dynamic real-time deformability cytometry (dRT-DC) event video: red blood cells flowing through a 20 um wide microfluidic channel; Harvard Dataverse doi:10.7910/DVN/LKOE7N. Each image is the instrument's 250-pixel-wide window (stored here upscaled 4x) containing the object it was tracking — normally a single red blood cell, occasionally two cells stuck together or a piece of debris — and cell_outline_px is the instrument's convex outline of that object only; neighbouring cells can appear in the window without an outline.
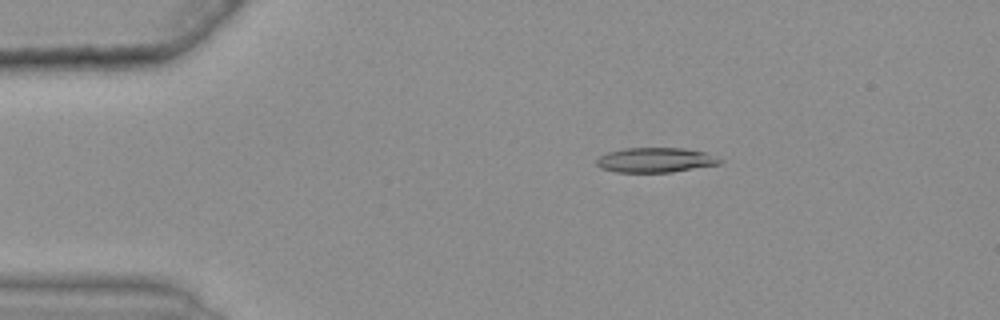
{"species": "common noctule bat (a hibernating species)", "species_latin": "Nyctalus noctula", "temperature_condition": "warm", "stored_images_in_passage": 48, "camera_frame_rate_fps": 3000, "um_per_image_px": 0.085, "animal": {"sex": "female", "body_mass_g": 25.1}, "frame": {"image": 1, "passage_image": 10, "time_ms": 3.0, "image_size_px": [1000, 320], "cell_outline_px": [[724, 160], [720, 164], [672, 172], [616, 172], [600, 168], [596, 164], [596, 160], [600, 156], [608, 152], [624, 148], [684, 148], [704, 152]], "centroid_in_image_um": [55.71, 13.6], "position_along_channel_um": 29.3, "area_um2": 17.8}}
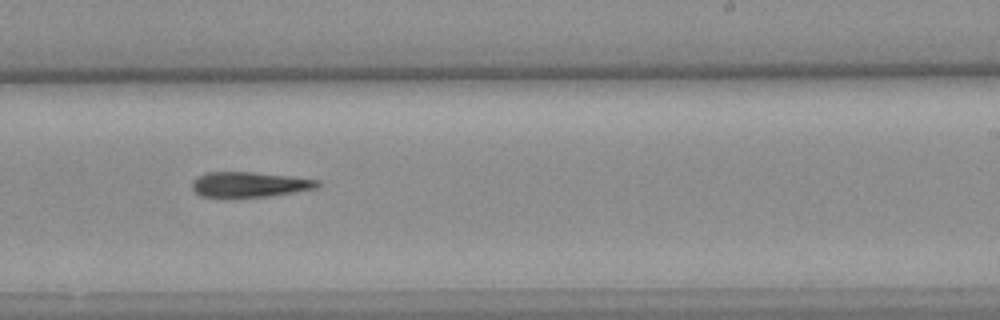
{"frame": {"image": 2, "passage_image": 34, "time_ms": 11.0, "image_size_px": [1000, 320], "cell_outline_px": [[320, 188], [272, 196], [200, 196], [192, 188], [192, 180], [196, 176], [208, 172], [252, 172], [292, 176], [320, 180]], "centroid_in_image_um": [21.26, 15.66], "position_along_channel_um": 267.7, "area_um2": 18.44}}
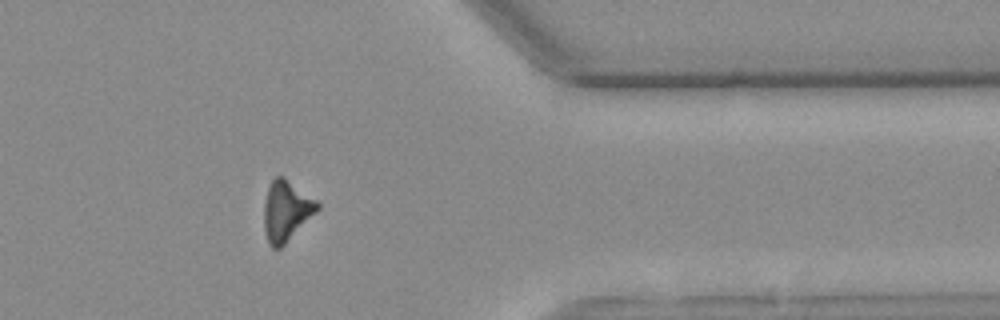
{"frame": {"image": 3, "passage_image": 45, "time_ms": 14.667, "image_size_px": [1000, 320], "cell_outline_px": [[320, 208], [280, 248], [272, 248], [268, 244], [264, 228], [264, 204], [268, 188], [272, 180], [276, 176], [284, 176], [316, 200], [320, 204]], "centroid_in_image_um": [24.32, 17.91], "position_along_channel_um": 387.1, "area_um2": 18.55}}